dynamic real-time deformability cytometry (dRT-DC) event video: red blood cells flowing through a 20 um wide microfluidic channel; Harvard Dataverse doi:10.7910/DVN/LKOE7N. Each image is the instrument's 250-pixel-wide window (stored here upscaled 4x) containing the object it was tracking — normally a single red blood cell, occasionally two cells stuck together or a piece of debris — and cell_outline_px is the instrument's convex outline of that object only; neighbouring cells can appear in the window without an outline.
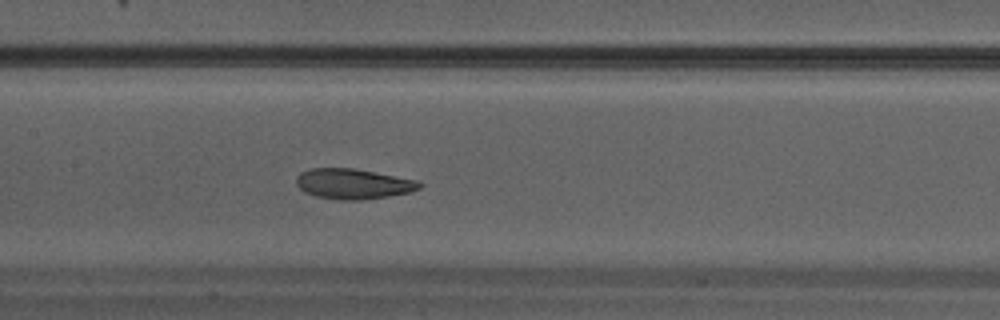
{"species": "Egyptian fruit bat (a non-hibernating species)", "species_latin": "Rousettus aegyptiacus", "temperature_condition": "warm", "stored_images_in_passage": 31, "camera_frame_rate_fps": 3000, "um_per_image_px": 0.085, "animal": {"sex": "male"}, "frame": {"image": 1, "passage_image": 14, "time_ms": 4.333, "image_size_px": [1000, 320], "cell_outline_px": [[424, 184], [420, 188], [412, 192], [388, 196], [360, 200], [340, 200], [316, 196], [304, 192], [296, 184], [296, 176], [300, 172], [308, 168], [352, 168], [420, 180]], "centroid_in_image_um": [30.04, 15.62], "position_along_channel_um": 177.4, "area_um2": 21.96}}